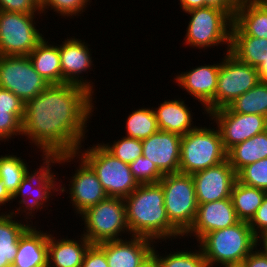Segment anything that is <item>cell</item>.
Here are the masks:
<instances>
[{"instance_id":"cell-1","label":"cell","mask_w":267,"mask_h":267,"mask_svg":"<svg viewBox=\"0 0 267 267\" xmlns=\"http://www.w3.org/2000/svg\"><path fill=\"white\" fill-rule=\"evenodd\" d=\"M92 97L79 85H49L25 103L22 136L43 152L42 157L77 153L94 112Z\"/></svg>"},{"instance_id":"cell-2","label":"cell","mask_w":267,"mask_h":267,"mask_svg":"<svg viewBox=\"0 0 267 267\" xmlns=\"http://www.w3.org/2000/svg\"><path fill=\"white\" fill-rule=\"evenodd\" d=\"M124 202L131 236L145 237L155 242L167 239L172 241L183 237V234L168 219L163 188L159 183L139 184L129 196L124 198Z\"/></svg>"},{"instance_id":"cell-3","label":"cell","mask_w":267,"mask_h":267,"mask_svg":"<svg viewBox=\"0 0 267 267\" xmlns=\"http://www.w3.org/2000/svg\"><path fill=\"white\" fill-rule=\"evenodd\" d=\"M197 243L207 267H233L240 266L244 258L255 250L258 238L248 222L239 221L233 226L205 234Z\"/></svg>"},{"instance_id":"cell-4","label":"cell","mask_w":267,"mask_h":267,"mask_svg":"<svg viewBox=\"0 0 267 267\" xmlns=\"http://www.w3.org/2000/svg\"><path fill=\"white\" fill-rule=\"evenodd\" d=\"M215 128L197 126L182 136L179 173L192 175L227 160L220 131Z\"/></svg>"},{"instance_id":"cell-5","label":"cell","mask_w":267,"mask_h":267,"mask_svg":"<svg viewBox=\"0 0 267 267\" xmlns=\"http://www.w3.org/2000/svg\"><path fill=\"white\" fill-rule=\"evenodd\" d=\"M81 147L77 150L78 155L94 170L108 197L125 198L139 186L129 164L112 155L102 143L85 150Z\"/></svg>"},{"instance_id":"cell-6","label":"cell","mask_w":267,"mask_h":267,"mask_svg":"<svg viewBox=\"0 0 267 267\" xmlns=\"http://www.w3.org/2000/svg\"><path fill=\"white\" fill-rule=\"evenodd\" d=\"M80 216L85 226L82 235L91 244L123 239L124 233L130 235L124 198L107 197L87 208Z\"/></svg>"},{"instance_id":"cell-7","label":"cell","mask_w":267,"mask_h":267,"mask_svg":"<svg viewBox=\"0 0 267 267\" xmlns=\"http://www.w3.org/2000/svg\"><path fill=\"white\" fill-rule=\"evenodd\" d=\"M42 160L44 162L39 166V169L37 168V170L35 169L32 172L29 171L22 179L20 186L12 196V202L17 198L20 199L19 197H21V199L17 202H19L18 205H22H20L19 208L17 207L15 211L12 209L11 212H17V214L21 213V215L25 213L23 215H26L24 217L28 220H31V218L34 217V213L37 212V210H43L44 205L47 207L45 203H48V201H50L49 198L54 196L51 195L55 194L53 192L59 191V193L63 194L67 191L68 194V190L64 186L65 184L60 185V183L56 181L58 180L55 177L56 174L52 172L51 169L53 165L55 166L56 156L42 157Z\"/></svg>"},{"instance_id":"cell-8","label":"cell","mask_w":267,"mask_h":267,"mask_svg":"<svg viewBox=\"0 0 267 267\" xmlns=\"http://www.w3.org/2000/svg\"><path fill=\"white\" fill-rule=\"evenodd\" d=\"M185 13L190 14L191 18L186 28L184 44L198 49L226 44V51L229 52L233 20L224 11L205 6Z\"/></svg>"},{"instance_id":"cell-9","label":"cell","mask_w":267,"mask_h":267,"mask_svg":"<svg viewBox=\"0 0 267 267\" xmlns=\"http://www.w3.org/2000/svg\"><path fill=\"white\" fill-rule=\"evenodd\" d=\"M169 221L184 235L193 225L198 202L192 175L166 174L159 181Z\"/></svg>"},{"instance_id":"cell-10","label":"cell","mask_w":267,"mask_h":267,"mask_svg":"<svg viewBox=\"0 0 267 267\" xmlns=\"http://www.w3.org/2000/svg\"><path fill=\"white\" fill-rule=\"evenodd\" d=\"M35 15L0 10V55L28 56L31 53L44 38L36 28Z\"/></svg>"},{"instance_id":"cell-11","label":"cell","mask_w":267,"mask_h":267,"mask_svg":"<svg viewBox=\"0 0 267 267\" xmlns=\"http://www.w3.org/2000/svg\"><path fill=\"white\" fill-rule=\"evenodd\" d=\"M224 55L220 62L214 110L229 106L260 82L256 67L238 60L230 52L226 51Z\"/></svg>"},{"instance_id":"cell-12","label":"cell","mask_w":267,"mask_h":267,"mask_svg":"<svg viewBox=\"0 0 267 267\" xmlns=\"http://www.w3.org/2000/svg\"><path fill=\"white\" fill-rule=\"evenodd\" d=\"M49 85L35 71L28 56L0 55V88L11 91L24 103L36 97Z\"/></svg>"},{"instance_id":"cell-13","label":"cell","mask_w":267,"mask_h":267,"mask_svg":"<svg viewBox=\"0 0 267 267\" xmlns=\"http://www.w3.org/2000/svg\"><path fill=\"white\" fill-rule=\"evenodd\" d=\"M74 158H79L77 162L80 161L75 173L69 179L71 181H69L68 190L70 196L68 198L70 197V203L75 209V213L81 214L87 208L97 205L108 196L94 170L78 153L57 155L56 163L62 165L66 162H73Z\"/></svg>"},{"instance_id":"cell-14","label":"cell","mask_w":267,"mask_h":267,"mask_svg":"<svg viewBox=\"0 0 267 267\" xmlns=\"http://www.w3.org/2000/svg\"><path fill=\"white\" fill-rule=\"evenodd\" d=\"M207 116L210 117L209 120L216 122L226 151L267 130V117L236 113L228 106L214 110Z\"/></svg>"},{"instance_id":"cell-15","label":"cell","mask_w":267,"mask_h":267,"mask_svg":"<svg viewBox=\"0 0 267 267\" xmlns=\"http://www.w3.org/2000/svg\"><path fill=\"white\" fill-rule=\"evenodd\" d=\"M198 204L231 198L237 173L228 160L192 174Z\"/></svg>"},{"instance_id":"cell-16","label":"cell","mask_w":267,"mask_h":267,"mask_svg":"<svg viewBox=\"0 0 267 267\" xmlns=\"http://www.w3.org/2000/svg\"><path fill=\"white\" fill-rule=\"evenodd\" d=\"M66 39L59 45L62 84L69 83L79 85L84 87L91 94H94L93 90L95 89L93 88L95 85H93V82L91 83L90 80L83 78L84 76H80L87 70H91L94 66L91 57L92 52H90L92 49L88 48L87 43L79 38L67 37Z\"/></svg>"},{"instance_id":"cell-17","label":"cell","mask_w":267,"mask_h":267,"mask_svg":"<svg viewBox=\"0 0 267 267\" xmlns=\"http://www.w3.org/2000/svg\"><path fill=\"white\" fill-rule=\"evenodd\" d=\"M220 63L201 65L189 71L181 72L174 77L179 87L184 88L189 95L195 97L204 106V112L214 111V96L217 90Z\"/></svg>"},{"instance_id":"cell-18","label":"cell","mask_w":267,"mask_h":267,"mask_svg":"<svg viewBox=\"0 0 267 267\" xmlns=\"http://www.w3.org/2000/svg\"><path fill=\"white\" fill-rule=\"evenodd\" d=\"M182 136L158 131L142 140V156L147 158L163 174L179 173Z\"/></svg>"},{"instance_id":"cell-19","label":"cell","mask_w":267,"mask_h":267,"mask_svg":"<svg viewBox=\"0 0 267 267\" xmlns=\"http://www.w3.org/2000/svg\"><path fill=\"white\" fill-rule=\"evenodd\" d=\"M239 221L231 198L198 204L195 221L183 236H194L199 241L205 234L233 226Z\"/></svg>"},{"instance_id":"cell-20","label":"cell","mask_w":267,"mask_h":267,"mask_svg":"<svg viewBox=\"0 0 267 267\" xmlns=\"http://www.w3.org/2000/svg\"><path fill=\"white\" fill-rule=\"evenodd\" d=\"M127 239L97 244L105 252L109 267H138L153 252L154 243H157L134 235Z\"/></svg>"},{"instance_id":"cell-21","label":"cell","mask_w":267,"mask_h":267,"mask_svg":"<svg viewBox=\"0 0 267 267\" xmlns=\"http://www.w3.org/2000/svg\"><path fill=\"white\" fill-rule=\"evenodd\" d=\"M48 236L32 225L19 238L13 261L17 267H48Z\"/></svg>"},{"instance_id":"cell-22","label":"cell","mask_w":267,"mask_h":267,"mask_svg":"<svg viewBox=\"0 0 267 267\" xmlns=\"http://www.w3.org/2000/svg\"><path fill=\"white\" fill-rule=\"evenodd\" d=\"M48 236V267H81L92 245L82 234L79 240Z\"/></svg>"},{"instance_id":"cell-23","label":"cell","mask_w":267,"mask_h":267,"mask_svg":"<svg viewBox=\"0 0 267 267\" xmlns=\"http://www.w3.org/2000/svg\"><path fill=\"white\" fill-rule=\"evenodd\" d=\"M154 110L160 131L176 133L184 136L195 129L192 110L185 104L183 99L164 100ZM193 124V125H192Z\"/></svg>"},{"instance_id":"cell-24","label":"cell","mask_w":267,"mask_h":267,"mask_svg":"<svg viewBox=\"0 0 267 267\" xmlns=\"http://www.w3.org/2000/svg\"><path fill=\"white\" fill-rule=\"evenodd\" d=\"M231 35L267 39V9L253 0H242L236 10Z\"/></svg>"},{"instance_id":"cell-25","label":"cell","mask_w":267,"mask_h":267,"mask_svg":"<svg viewBox=\"0 0 267 267\" xmlns=\"http://www.w3.org/2000/svg\"><path fill=\"white\" fill-rule=\"evenodd\" d=\"M44 37L28 55L33 68L46 82L62 84L59 45H52Z\"/></svg>"},{"instance_id":"cell-26","label":"cell","mask_w":267,"mask_h":267,"mask_svg":"<svg viewBox=\"0 0 267 267\" xmlns=\"http://www.w3.org/2000/svg\"><path fill=\"white\" fill-rule=\"evenodd\" d=\"M0 213V267H8L13 264L18 250L19 238L31 226L25 219L17 221V213L8 210ZM13 218L15 220H13Z\"/></svg>"},{"instance_id":"cell-27","label":"cell","mask_w":267,"mask_h":267,"mask_svg":"<svg viewBox=\"0 0 267 267\" xmlns=\"http://www.w3.org/2000/svg\"><path fill=\"white\" fill-rule=\"evenodd\" d=\"M267 158V130L234 145L227 151V160L238 173L245 166Z\"/></svg>"},{"instance_id":"cell-28","label":"cell","mask_w":267,"mask_h":267,"mask_svg":"<svg viewBox=\"0 0 267 267\" xmlns=\"http://www.w3.org/2000/svg\"><path fill=\"white\" fill-rule=\"evenodd\" d=\"M229 52L238 60L257 68L267 58V39L231 35Z\"/></svg>"},{"instance_id":"cell-29","label":"cell","mask_w":267,"mask_h":267,"mask_svg":"<svg viewBox=\"0 0 267 267\" xmlns=\"http://www.w3.org/2000/svg\"><path fill=\"white\" fill-rule=\"evenodd\" d=\"M266 194L267 192L264 190L247 186L236 180L231 199L238 219L249 222L262 204Z\"/></svg>"},{"instance_id":"cell-30","label":"cell","mask_w":267,"mask_h":267,"mask_svg":"<svg viewBox=\"0 0 267 267\" xmlns=\"http://www.w3.org/2000/svg\"><path fill=\"white\" fill-rule=\"evenodd\" d=\"M228 107L236 113L267 117V82L260 81L248 92L236 98Z\"/></svg>"},{"instance_id":"cell-31","label":"cell","mask_w":267,"mask_h":267,"mask_svg":"<svg viewBox=\"0 0 267 267\" xmlns=\"http://www.w3.org/2000/svg\"><path fill=\"white\" fill-rule=\"evenodd\" d=\"M126 136L138 140L147 139L159 131L153 108H139L131 112L126 120Z\"/></svg>"},{"instance_id":"cell-32","label":"cell","mask_w":267,"mask_h":267,"mask_svg":"<svg viewBox=\"0 0 267 267\" xmlns=\"http://www.w3.org/2000/svg\"><path fill=\"white\" fill-rule=\"evenodd\" d=\"M25 162L21 157L12 154L0 156V180L11 196L14 195L22 179L30 171Z\"/></svg>"},{"instance_id":"cell-33","label":"cell","mask_w":267,"mask_h":267,"mask_svg":"<svg viewBox=\"0 0 267 267\" xmlns=\"http://www.w3.org/2000/svg\"><path fill=\"white\" fill-rule=\"evenodd\" d=\"M198 249L194 251L187 249L186 252L184 250L180 252L177 249V252L161 256L158 250L153 248L152 253L158 258L161 267H207L203 252L201 248Z\"/></svg>"},{"instance_id":"cell-34","label":"cell","mask_w":267,"mask_h":267,"mask_svg":"<svg viewBox=\"0 0 267 267\" xmlns=\"http://www.w3.org/2000/svg\"><path fill=\"white\" fill-rule=\"evenodd\" d=\"M102 145L116 158H119L124 163L130 164L142 156L143 146L142 140L123 136L113 144L102 143Z\"/></svg>"},{"instance_id":"cell-35","label":"cell","mask_w":267,"mask_h":267,"mask_svg":"<svg viewBox=\"0 0 267 267\" xmlns=\"http://www.w3.org/2000/svg\"><path fill=\"white\" fill-rule=\"evenodd\" d=\"M237 180L267 192V158L249 164L237 173Z\"/></svg>"},{"instance_id":"cell-36","label":"cell","mask_w":267,"mask_h":267,"mask_svg":"<svg viewBox=\"0 0 267 267\" xmlns=\"http://www.w3.org/2000/svg\"><path fill=\"white\" fill-rule=\"evenodd\" d=\"M91 0H42L40 2V9L41 13H44L47 9L51 8L50 10H54L56 14L58 13L59 16L65 17H72L79 16L84 10H86V7H88V3L90 5Z\"/></svg>"},{"instance_id":"cell-37","label":"cell","mask_w":267,"mask_h":267,"mask_svg":"<svg viewBox=\"0 0 267 267\" xmlns=\"http://www.w3.org/2000/svg\"><path fill=\"white\" fill-rule=\"evenodd\" d=\"M133 177L138 184H155L164 177L159 169L144 156L129 164Z\"/></svg>"},{"instance_id":"cell-38","label":"cell","mask_w":267,"mask_h":267,"mask_svg":"<svg viewBox=\"0 0 267 267\" xmlns=\"http://www.w3.org/2000/svg\"><path fill=\"white\" fill-rule=\"evenodd\" d=\"M24 112H9L0 108V141L11 140L12 136L22 135V119Z\"/></svg>"},{"instance_id":"cell-39","label":"cell","mask_w":267,"mask_h":267,"mask_svg":"<svg viewBox=\"0 0 267 267\" xmlns=\"http://www.w3.org/2000/svg\"><path fill=\"white\" fill-rule=\"evenodd\" d=\"M0 10L24 14H42L38 0H0Z\"/></svg>"},{"instance_id":"cell-40","label":"cell","mask_w":267,"mask_h":267,"mask_svg":"<svg viewBox=\"0 0 267 267\" xmlns=\"http://www.w3.org/2000/svg\"><path fill=\"white\" fill-rule=\"evenodd\" d=\"M248 224L257 238L267 234V194Z\"/></svg>"},{"instance_id":"cell-41","label":"cell","mask_w":267,"mask_h":267,"mask_svg":"<svg viewBox=\"0 0 267 267\" xmlns=\"http://www.w3.org/2000/svg\"><path fill=\"white\" fill-rule=\"evenodd\" d=\"M81 267H109L105 252L97 244H92L85 254Z\"/></svg>"},{"instance_id":"cell-42","label":"cell","mask_w":267,"mask_h":267,"mask_svg":"<svg viewBox=\"0 0 267 267\" xmlns=\"http://www.w3.org/2000/svg\"><path fill=\"white\" fill-rule=\"evenodd\" d=\"M0 108L9 112H24L25 103L11 91L0 88Z\"/></svg>"},{"instance_id":"cell-43","label":"cell","mask_w":267,"mask_h":267,"mask_svg":"<svg viewBox=\"0 0 267 267\" xmlns=\"http://www.w3.org/2000/svg\"><path fill=\"white\" fill-rule=\"evenodd\" d=\"M241 2L242 0H205V6L224 11L232 20H234L236 10Z\"/></svg>"},{"instance_id":"cell-44","label":"cell","mask_w":267,"mask_h":267,"mask_svg":"<svg viewBox=\"0 0 267 267\" xmlns=\"http://www.w3.org/2000/svg\"><path fill=\"white\" fill-rule=\"evenodd\" d=\"M260 249V250H259ZM258 246L248 256H246L240 265L241 267H267V256Z\"/></svg>"},{"instance_id":"cell-45","label":"cell","mask_w":267,"mask_h":267,"mask_svg":"<svg viewBox=\"0 0 267 267\" xmlns=\"http://www.w3.org/2000/svg\"><path fill=\"white\" fill-rule=\"evenodd\" d=\"M182 11L187 12L191 9L205 7V0H179Z\"/></svg>"},{"instance_id":"cell-46","label":"cell","mask_w":267,"mask_h":267,"mask_svg":"<svg viewBox=\"0 0 267 267\" xmlns=\"http://www.w3.org/2000/svg\"><path fill=\"white\" fill-rule=\"evenodd\" d=\"M12 202V196L9 194V192L6 190L3 182L0 180V208L1 206H5L6 203ZM2 209H0L1 211Z\"/></svg>"},{"instance_id":"cell-47","label":"cell","mask_w":267,"mask_h":267,"mask_svg":"<svg viewBox=\"0 0 267 267\" xmlns=\"http://www.w3.org/2000/svg\"><path fill=\"white\" fill-rule=\"evenodd\" d=\"M138 267H161L158 258L151 253Z\"/></svg>"},{"instance_id":"cell-48","label":"cell","mask_w":267,"mask_h":267,"mask_svg":"<svg viewBox=\"0 0 267 267\" xmlns=\"http://www.w3.org/2000/svg\"><path fill=\"white\" fill-rule=\"evenodd\" d=\"M256 69L260 81L267 82V58Z\"/></svg>"},{"instance_id":"cell-49","label":"cell","mask_w":267,"mask_h":267,"mask_svg":"<svg viewBox=\"0 0 267 267\" xmlns=\"http://www.w3.org/2000/svg\"><path fill=\"white\" fill-rule=\"evenodd\" d=\"M262 242V243H261ZM260 244H262L260 246ZM260 246V247H259ZM258 247L262 248L261 250L264 252V254L267 256V234H264L258 238Z\"/></svg>"},{"instance_id":"cell-50","label":"cell","mask_w":267,"mask_h":267,"mask_svg":"<svg viewBox=\"0 0 267 267\" xmlns=\"http://www.w3.org/2000/svg\"><path fill=\"white\" fill-rule=\"evenodd\" d=\"M255 1L258 5H260L263 8L267 9V0H253Z\"/></svg>"},{"instance_id":"cell-51","label":"cell","mask_w":267,"mask_h":267,"mask_svg":"<svg viewBox=\"0 0 267 267\" xmlns=\"http://www.w3.org/2000/svg\"><path fill=\"white\" fill-rule=\"evenodd\" d=\"M8 267H17V266H15L14 264H10Z\"/></svg>"}]
</instances>
